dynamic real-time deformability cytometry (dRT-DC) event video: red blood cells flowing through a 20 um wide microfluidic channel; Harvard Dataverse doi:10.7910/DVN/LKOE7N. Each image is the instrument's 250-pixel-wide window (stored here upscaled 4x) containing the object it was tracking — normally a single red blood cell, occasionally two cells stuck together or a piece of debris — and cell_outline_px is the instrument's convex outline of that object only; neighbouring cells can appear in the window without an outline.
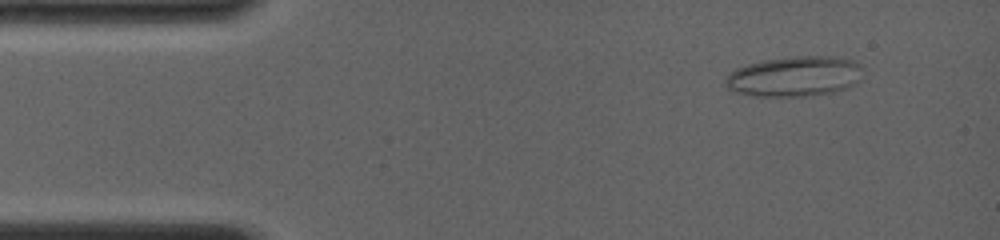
{"species": "common noctule bat (a hibernating species)", "species_latin": "Nyctalus noctula", "temperature_condition": "room temperature", "stored_images_in_passage": 5, "camera_frame_rate_fps": 4000, "um_per_image_px": 0.085, "animal": {"sex": "female", "body_mass_g": 19.0, "forearm_length_mm": 56.7}, "frame": {"image": 1, "passage_image": 2, "time_ms": 1.0, "image_size_px": [1000, 240], "cell_outline_px": [[860, 68], [852, 84], [848, 88], [832, 92], [804, 96], [752, 96], [736, 92], [728, 88], [724, 84], [724, 76], [736, 68], [748, 64], [764, 60], [796, 56], [828, 56], [856, 60]], "centroid_in_image_um": [67.43, 6.49], "position_along_channel_um": 17.6, "area_um2": 31.85}}